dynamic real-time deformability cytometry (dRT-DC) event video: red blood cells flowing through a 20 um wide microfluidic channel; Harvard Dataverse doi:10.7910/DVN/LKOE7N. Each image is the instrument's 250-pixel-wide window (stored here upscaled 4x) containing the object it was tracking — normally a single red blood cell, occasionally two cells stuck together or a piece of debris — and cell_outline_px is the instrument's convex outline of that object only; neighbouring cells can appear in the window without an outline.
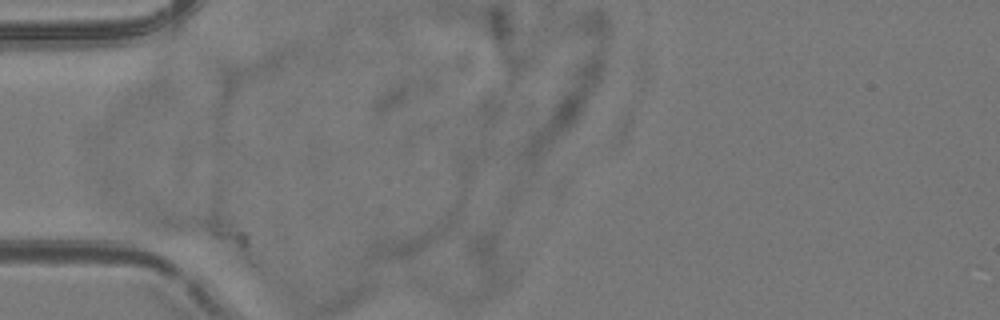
{"species": "common noctule bat (a hibernating species)", "species_latin": "Nyctalus noctula", "temperature_condition": "room temperature", "stored_images_in_passage": 7, "camera_frame_rate_fps": 3000, "um_per_image_px": 0.085, "animal": {"sex": "female", "body_mass_g": 24.6, "forearm_length_mm": 56.2}, "frame": {"image": 1, "passage_image": 1, "time_ms": 0.0, "image_size_px": [1000, 320], "cell_outline_px": [[248, 236], [244, 244], [240, 244], [156, 236], [100, 220], [100, 208], [128, 204], [132, 204], [212, 216], [244, 232]], "centroid_in_image_um": [14.65, 19.02], "position_along_channel_um": 70.3, "area_um2": 24.39}}